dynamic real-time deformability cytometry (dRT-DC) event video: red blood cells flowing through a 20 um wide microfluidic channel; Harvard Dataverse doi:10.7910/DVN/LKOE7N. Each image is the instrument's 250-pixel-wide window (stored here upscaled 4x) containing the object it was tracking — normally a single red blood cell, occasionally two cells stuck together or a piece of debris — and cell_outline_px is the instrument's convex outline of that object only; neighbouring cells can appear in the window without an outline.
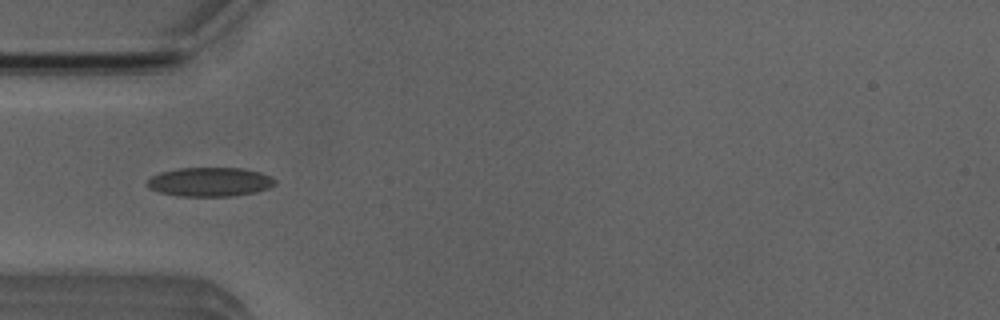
{"species": "Egyptian fruit bat (a non-hibernating species)", "species_latin": "Rousettus aegyptiacus", "temperature_condition": "room temperature", "stored_images_in_passage": 3, "camera_frame_rate_fps": 3000, "um_per_image_px": 0.085, "animal": {"sex": "male"}, "frame": {"image": 1, "passage_image": 3, "time_ms": 3.0, "image_size_px": [1000, 320], "cell_outline_px": [[276, 184], [268, 188], [256, 192], [232, 196], [180, 196], [160, 192], [148, 188], [148, 180], [152, 176], [160, 172], [180, 168], [244, 168], [260, 172], [272, 176], [276, 180]], "centroid_in_image_um": [17.88, 15.46], "position_along_channel_um": 67.1, "area_um2": 21.68}}